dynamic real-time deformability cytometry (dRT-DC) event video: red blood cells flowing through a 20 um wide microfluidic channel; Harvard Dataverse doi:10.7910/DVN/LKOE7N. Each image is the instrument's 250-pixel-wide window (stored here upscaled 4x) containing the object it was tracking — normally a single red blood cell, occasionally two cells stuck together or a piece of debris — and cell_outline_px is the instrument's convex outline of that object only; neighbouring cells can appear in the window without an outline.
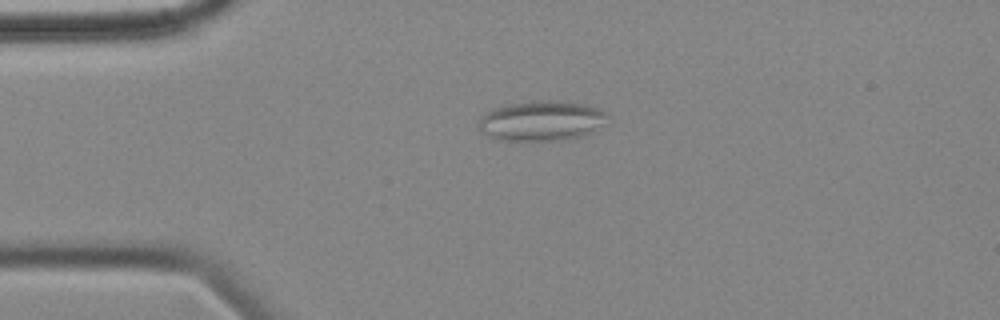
{"species": "common noctule bat (a hibernating species)", "species_latin": "Nyctalus noctula", "temperature_condition": "cold", "stored_images_in_passage": 4, "camera_frame_rate_fps": 3000, "um_per_image_px": 0.085, "animal": {"sex": "female", "body_mass_g": 18.4}, "frame": {"image": 1, "passage_image": 3, "time_ms": 2.333, "image_size_px": [1000, 320], "cell_outline_px": [[608, 116], [604, 124], [592, 132], [584, 136], [560, 140], [496, 140], [480, 132], [476, 124], [480, 116], [492, 108], [508, 104], [532, 100], [560, 100], [584, 104], [608, 112]], "centroid_in_image_um": [45.99, 10.26], "position_along_channel_um": 39.0, "area_um2": 30.63}}